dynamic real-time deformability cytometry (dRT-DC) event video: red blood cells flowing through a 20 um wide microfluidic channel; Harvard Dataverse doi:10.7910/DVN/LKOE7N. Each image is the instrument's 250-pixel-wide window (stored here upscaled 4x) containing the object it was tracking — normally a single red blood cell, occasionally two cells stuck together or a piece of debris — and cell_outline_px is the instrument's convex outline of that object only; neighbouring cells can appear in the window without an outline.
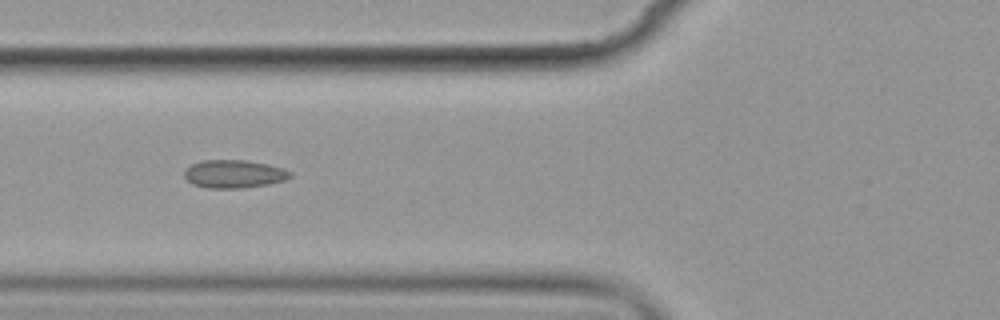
{"species": "common noctule bat (a hibernating species)", "species_latin": "Nyctalus noctula", "temperature_condition": "cold", "stored_images_in_passage": 9, "camera_frame_rate_fps": 3000, "um_per_image_px": 0.085, "animal": {"sex": "female", "body_mass_g": 19.9}, "frame": {"image": 1, "passage_image": 6, "time_ms": 5.667, "image_size_px": [1000, 320], "cell_outline_px": [[292, 176], [284, 180], [268, 184], [244, 188], [208, 188], [192, 184], [184, 176], [184, 172], [192, 164], [200, 160], [244, 160], [268, 164], [284, 168], [292, 172]], "centroid_in_image_um": [19.91, 14.78], "position_along_channel_um": 105.9, "area_um2": 17.34}}
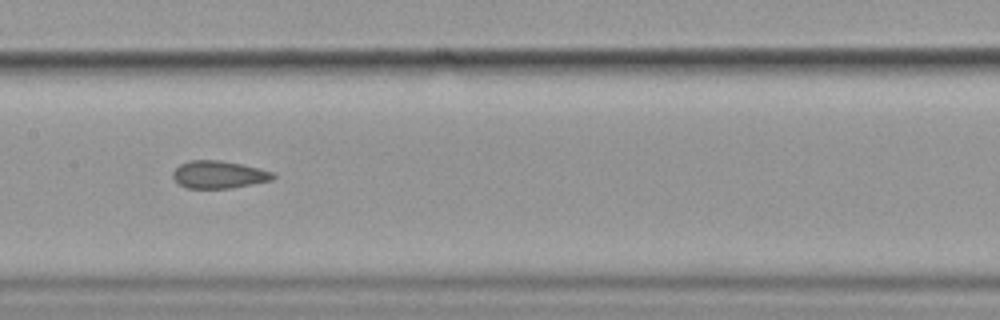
{"frame": {"image": 2, "passage_image": 8, "time_ms": 8.0, "image_size_px": [1000, 320], "cell_outline_px": [[276, 176], [272, 180], [232, 188], [188, 188], [180, 184], [172, 176], [172, 172], [180, 164], [188, 160], [220, 160], [240, 164], [276, 172]], "centroid_in_image_um": [18.62, 14.83], "position_along_channel_um": 188.8, "area_um2": 16.07}}
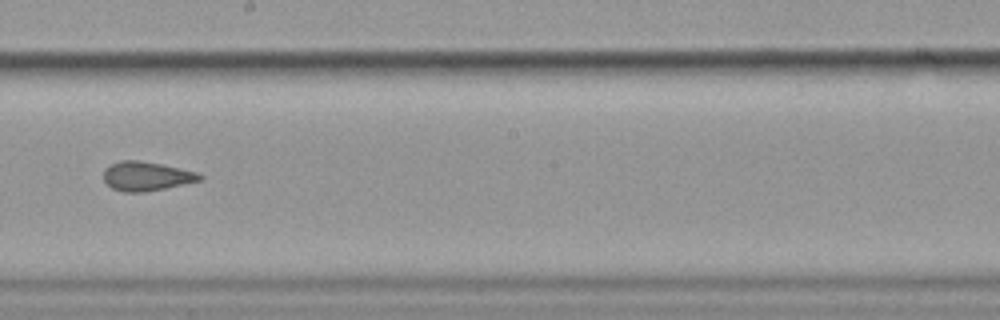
{"frame": {"image": 3, "passage_image": 9, "time_ms": 9.333, "image_size_px": [1000, 320], "cell_outline_px": [[204, 176], [200, 180], [164, 188], [144, 192], [124, 192], [112, 188], [104, 180], [104, 168], [120, 160], [140, 160], [160, 164], [196, 172]], "centroid_in_image_um": [12.41, 14.97], "position_along_channel_um": 235.8, "area_um2": 16.07}}